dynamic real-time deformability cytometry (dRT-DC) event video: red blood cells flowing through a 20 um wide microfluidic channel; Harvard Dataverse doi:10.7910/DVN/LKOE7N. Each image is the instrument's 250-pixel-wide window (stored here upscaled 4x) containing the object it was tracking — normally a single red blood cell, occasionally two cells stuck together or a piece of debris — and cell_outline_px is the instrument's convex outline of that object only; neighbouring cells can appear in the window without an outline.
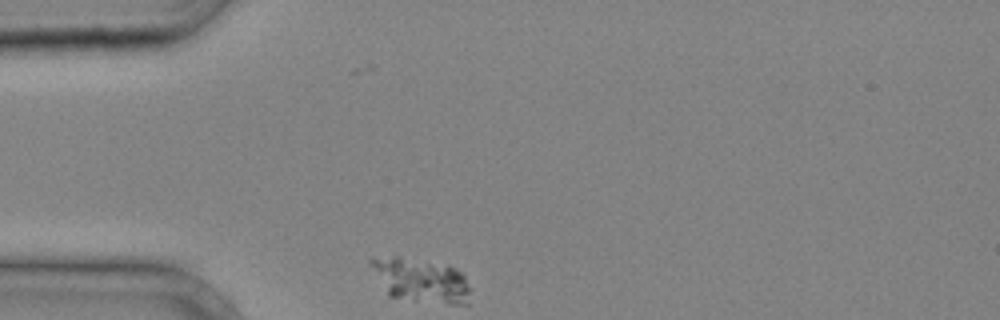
{"species": "common noctule bat (a hibernating species)", "species_latin": "Nyctalus noctula", "temperature_condition": "cold", "stored_images_in_passage": 32, "camera_frame_rate_fps": 3000, "um_per_image_px": 0.085, "animal": {"sex": "male", "body_mass_g": 20.4}, "frame": {"image": 1, "passage_image": 1, "time_ms": 0.0, "image_size_px": [1000, 320], "cell_outline_px": [[472, 288], [468, 304], [448, 304], [416, 300], [388, 296], [368, 260], [392, 256], [400, 256], [448, 264], [456, 268], [464, 276]], "centroid_in_image_um": [35.85, 23.82], "position_along_channel_um": 49.1, "area_um2": 25.66}}
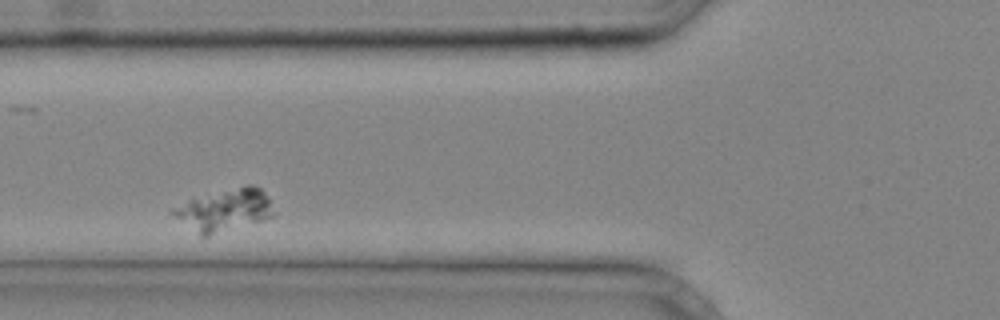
{"frame": {"image": 2, "passage_image": 6, "time_ms": 1.667, "image_size_px": [1000, 320], "cell_outline_px": [[276, 216], [264, 220], [208, 236], [200, 236], [172, 216], [168, 212], [172, 208], [192, 200], [248, 184], [252, 184], [260, 188], [264, 192], [276, 212]], "centroid_in_image_um": [19.11, 17.89], "position_along_channel_um": 106.7, "area_um2": 24.39}}
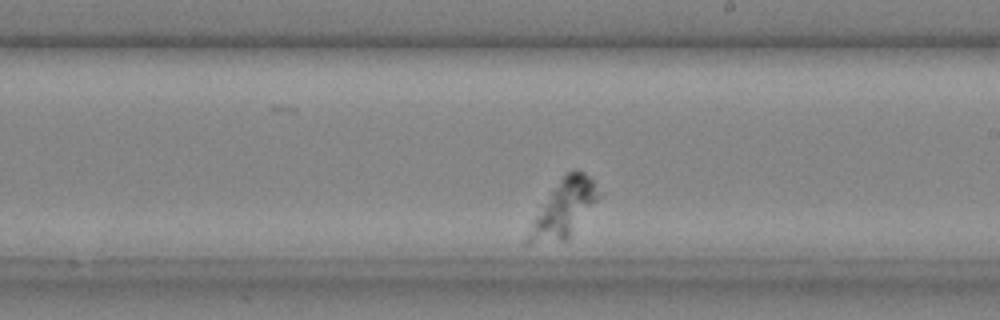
{"frame": {"image": 3, "passage_image": 15, "time_ms": 4.667, "image_size_px": [1000, 320], "cell_outline_px": [[600, 196], [568, 240], [528, 244], [524, 244], [524, 240], [532, 220], [552, 188], [568, 172], [584, 172], [592, 180], [600, 192]], "centroid_in_image_um": [47.88, 17.78], "position_along_channel_um": 241.1, "area_um2": 23.0}}